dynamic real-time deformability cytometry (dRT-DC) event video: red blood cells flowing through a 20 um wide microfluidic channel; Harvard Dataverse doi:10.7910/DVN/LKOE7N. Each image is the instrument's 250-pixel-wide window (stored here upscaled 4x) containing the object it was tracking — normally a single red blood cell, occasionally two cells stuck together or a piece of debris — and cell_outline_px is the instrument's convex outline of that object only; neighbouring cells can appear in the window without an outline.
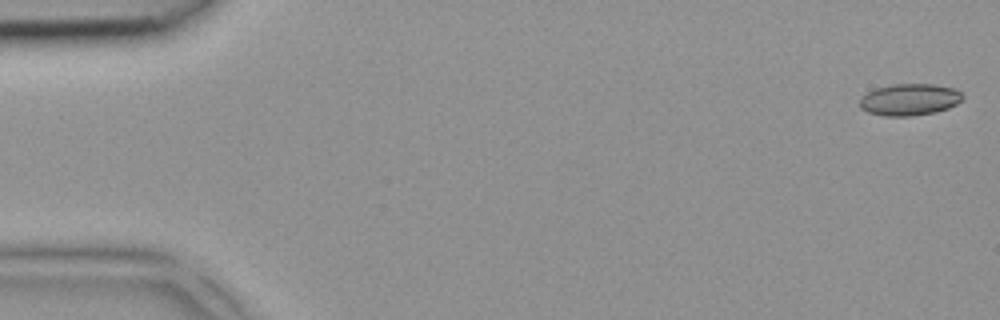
{"species": "common noctule bat (a hibernating species)", "species_latin": "Nyctalus noctula", "temperature_condition": "room temperature", "stored_images_in_passage": 4, "camera_frame_rate_fps": 3000, "um_per_image_px": 0.085, "animal": {"sex": "female", "body_mass_g": 18.4}, "frame": {"image": 1, "passage_image": 1, "time_ms": 0.0, "image_size_px": [1000, 320], "cell_outline_px": [[964, 96], [956, 104], [948, 108], [936, 112], [912, 116], [884, 116], [868, 112], [860, 108], [860, 96], [876, 88], [892, 84], [932, 84], [956, 88]], "centroid_in_image_um": [77.3, 8.46], "position_along_channel_um": 7.7, "area_um2": 19.13}}
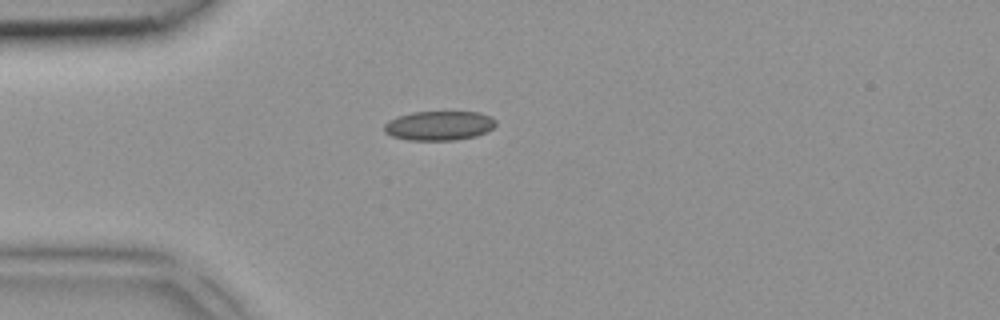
{"frame": {"image": 2, "passage_image": 3, "time_ms": 0.667, "image_size_px": [1000, 320], "cell_outline_px": [[496, 124], [492, 128], [476, 136], [456, 140], [408, 140], [392, 136], [384, 132], [384, 124], [388, 120], [396, 116], [412, 112], [480, 112], [496, 120]], "centroid_in_image_um": [37.28, 10.68], "position_along_channel_um": 47.7, "area_um2": 19.13}}
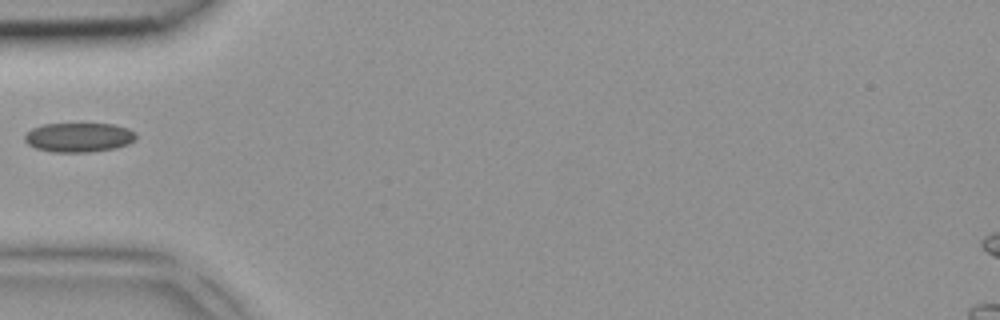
{"frame": {"image": 3, "passage_image": 4, "time_ms": 1.0, "image_size_px": [1000, 320], "cell_outline_px": [[136, 140], [128, 144], [116, 148], [88, 152], [52, 152], [36, 148], [28, 144], [24, 140], [24, 136], [32, 128], [44, 124], [112, 124], [128, 128], [136, 132]], "centroid_in_image_um": [6.72, 11.68], "position_along_channel_um": 78.3, "area_um2": 19.07}}